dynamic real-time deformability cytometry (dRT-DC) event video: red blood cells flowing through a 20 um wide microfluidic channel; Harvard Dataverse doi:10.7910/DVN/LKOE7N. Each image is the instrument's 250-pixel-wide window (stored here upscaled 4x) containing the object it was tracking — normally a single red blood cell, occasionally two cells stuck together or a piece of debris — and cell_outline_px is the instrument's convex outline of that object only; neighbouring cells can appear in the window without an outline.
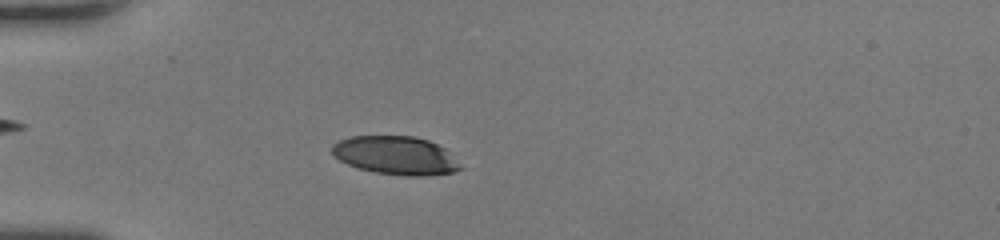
{"species": "human", "species_latin": "Homo sapiens", "temperature_condition": "room temperature", "stored_images_in_passage": 36, "camera_frame_rate_fps": 3000, "um_per_image_px": 0.085, "donor": {"sex": "female"}, "frame": {"image": 1, "passage_image": 2, "time_ms": 0.333, "image_size_px": [1000, 240], "cell_outline_px": [[464, 168], [452, 172], [424, 176], [408, 176], [376, 172], [356, 168], [332, 156], [332, 144], [340, 140], [352, 136], [416, 136], [428, 140], [444, 148]], "centroid_in_image_um": [33.61, 13.21], "position_along_channel_um": 51.4, "area_um2": 28.67}}
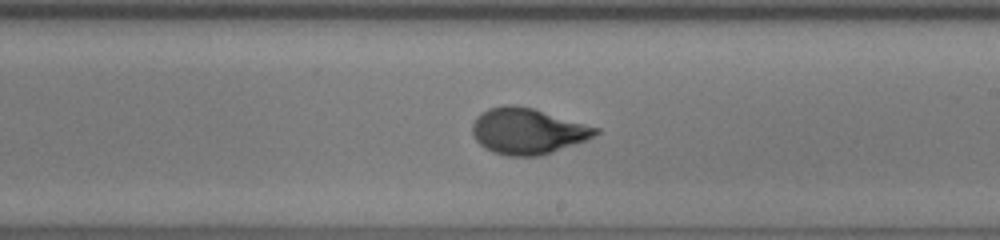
{"frame": {"image": 2, "passage_image": 17, "time_ms": 5.333, "image_size_px": [1000, 240], "cell_outline_px": [[600, 132], [584, 140], [552, 152], [540, 156], [508, 156], [492, 152], [484, 148], [472, 136], [472, 124], [476, 116], [480, 112], [488, 108], [504, 104], [512, 104], [532, 108], [600, 128]], "centroid_in_image_um": [44.78, 11.14], "position_along_channel_um": 244.2, "area_um2": 33.0}}
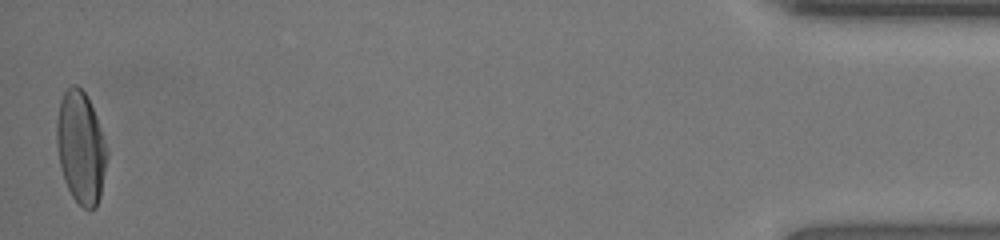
{"frame": {"image": 3, "passage_image": 36, "time_ms": 11.667, "image_size_px": [1000, 240], "cell_outline_px": [[108, 156], [100, 196], [96, 208], [88, 212], [72, 196], [64, 180], [60, 168], [56, 140], [56, 120], [60, 100], [64, 92], [72, 84], [76, 84], [84, 92], [96, 116], [108, 152]], "centroid_in_image_um": [6.86, 12.56], "position_along_channel_um": 428.3, "area_um2": 32.89}, "authors_computed_cell_mechanics": {"area_um2": 32.2524, "velocity_mm_per_s": 4.2729, "shape_relaxation_time_tau1_ms": 4.1456, "shape_relaxation_time_tau2_ms": null, "deformation_change_tau1": 0.2114, "deformation_change_tau2": null}}